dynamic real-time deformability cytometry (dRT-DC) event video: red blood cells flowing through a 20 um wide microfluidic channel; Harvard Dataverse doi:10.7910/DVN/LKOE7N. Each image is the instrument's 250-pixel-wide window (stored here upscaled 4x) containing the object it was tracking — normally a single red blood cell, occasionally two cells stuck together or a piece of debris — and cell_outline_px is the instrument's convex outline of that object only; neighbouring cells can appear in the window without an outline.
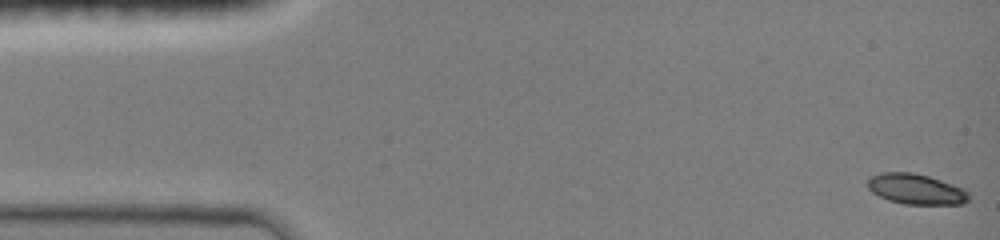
{"species": "common noctule bat (a hibernating species)", "species_latin": "Nyctalus noctula", "temperature_condition": "room temperature", "stored_images_in_passage": 48, "camera_frame_rate_fps": 3000, "um_per_image_px": 0.085, "animal": {"sex": "female", "body_mass_g": 19.0, "forearm_length_mm": 51.5}, "frame": {"image": 1, "passage_image": 1, "time_ms": 0.0, "image_size_px": [1000, 240], "cell_outline_px": [[968, 200], [964, 204], [904, 204], [888, 200], [872, 192], [868, 188], [868, 180], [872, 176], [880, 172], [912, 172], [928, 176], [964, 188], [968, 192]], "centroid_in_image_um": [77.86, 16.07], "position_along_channel_um": 7.1, "area_um2": 17.86}}
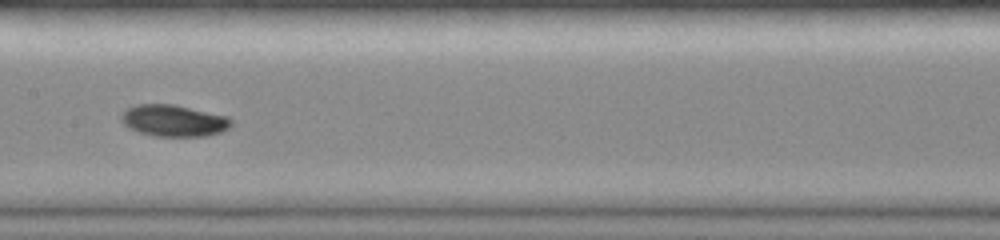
{"frame": {"image": 2, "passage_image": 24, "time_ms": 7.667, "image_size_px": [1000, 240], "cell_outline_px": [[232, 124], [228, 128], [220, 132], [208, 136], [152, 136], [128, 128], [120, 120], [120, 116], [128, 108], [136, 104], [176, 104], [228, 116], [232, 120]], "centroid_in_image_um": [14.77, 10.25], "position_along_channel_um": 192.6, "area_um2": 20.46}}
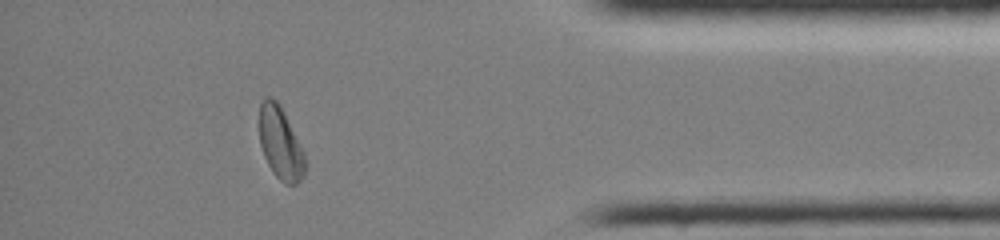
{"frame": {"image": 3, "passage_image": 42, "time_ms": 13.667, "image_size_px": [1000, 240], "cell_outline_px": [[304, 172], [300, 180], [296, 184], [288, 184], [280, 180], [272, 172], [264, 156], [260, 144], [260, 104], [264, 96], [272, 96], [280, 104], [304, 152]], "centroid_in_image_um": [23.82, 12.14], "position_along_channel_um": 411.4, "area_um2": 19.07}, "authors_computed_cell_mechanics": {"area_um2": 19.2763, "velocity_mm_per_s": 4.043, "shape_relaxation_time_tau1_ms": 2.7137, "shape_relaxation_time_tau2_ms": null, "deformation_change_tau1": 0.145, "deformation_change_tau2": null}}